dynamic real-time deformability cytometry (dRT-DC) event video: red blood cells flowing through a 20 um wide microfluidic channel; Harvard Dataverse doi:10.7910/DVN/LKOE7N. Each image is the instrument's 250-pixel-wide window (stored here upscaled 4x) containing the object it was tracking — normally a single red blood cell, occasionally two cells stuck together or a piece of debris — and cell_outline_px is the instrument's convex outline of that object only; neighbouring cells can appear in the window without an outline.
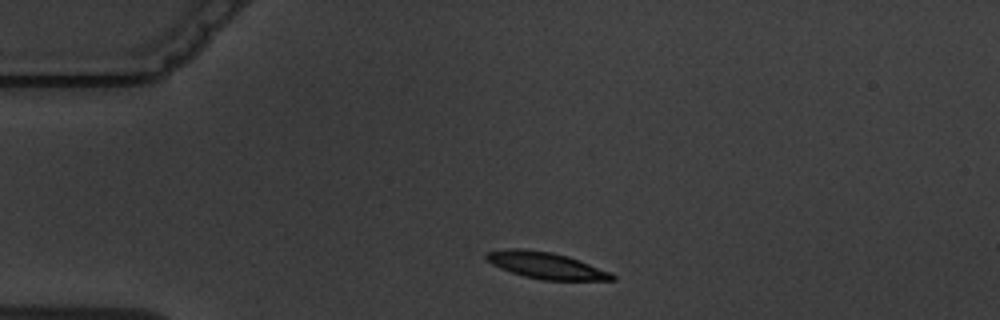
{"species": "common noctule bat (a hibernating species)", "species_latin": "Nyctalus noctula", "temperature_condition": "warm", "stored_images_in_passage": 3, "camera_frame_rate_fps": 3000, "um_per_image_px": 0.085, "animal": {"sex": "male", "body_mass_g": 19.5, "forearm_length_mm": 54.6}, "frame": {"image": 1, "passage_image": 2, "time_ms": 1.0, "image_size_px": [1000, 320], "cell_outline_px": [[616, 280], [544, 280], [524, 276], [500, 268], [484, 260], [484, 252], [508, 248], [524, 248], [552, 252], [568, 256], [612, 272], [616, 276]], "centroid_in_image_um": [46.38, 22.55], "position_along_channel_um": 38.6, "area_um2": 19.71}}